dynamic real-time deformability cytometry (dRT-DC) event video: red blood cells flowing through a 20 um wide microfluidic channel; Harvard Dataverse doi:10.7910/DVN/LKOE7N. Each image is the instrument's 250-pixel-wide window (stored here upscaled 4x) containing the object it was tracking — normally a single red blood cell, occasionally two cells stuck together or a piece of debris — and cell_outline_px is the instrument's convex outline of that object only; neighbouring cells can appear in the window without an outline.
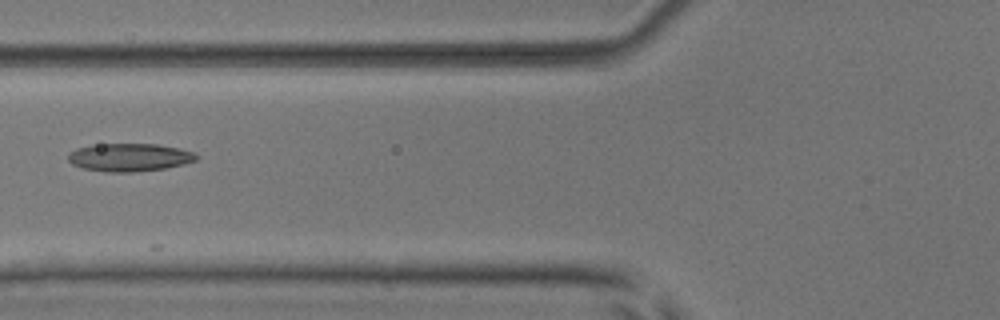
{"species": "common noctule bat (a hibernating species)", "species_latin": "Nyctalus noctula", "temperature_condition": "room temperature", "stored_images_in_passage": 7, "camera_frame_rate_fps": 3000, "um_per_image_px": 0.085, "animal": {"sex": "male", "body_mass_g": 17.9, "forearm_length_mm": 54.2}, "frame": {"image": 1, "passage_image": 6, "time_ms": 6.0, "image_size_px": [1000, 320], "cell_outline_px": [[200, 156], [196, 160], [184, 164], [164, 168], [132, 172], [108, 172], [84, 168], [72, 164], [68, 160], [68, 152], [76, 148], [100, 144], [156, 144], [180, 148], [192, 152]], "centroid_in_image_um": [11.0, 13.37], "position_along_channel_um": 114.8, "area_um2": 20.81}}
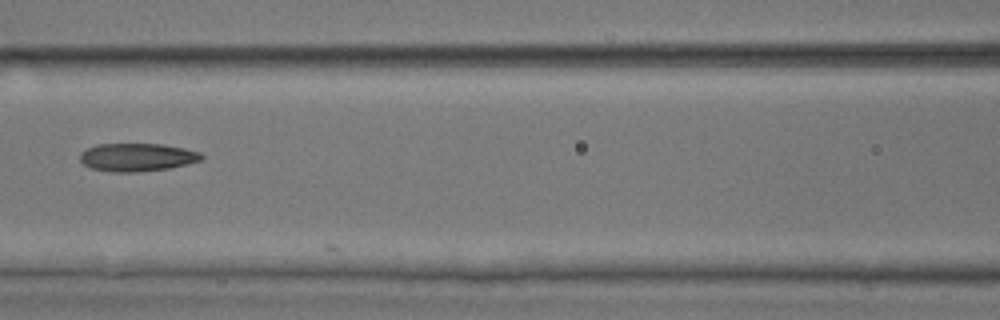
{"frame": {"image": 2, "passage_image": 7, "time_ms": 7.0, "image_size_px": [1000, 320], "cell_outline_px": [[204, 156], [200, 160], [188, 164], [168, 168], [136, 172], [112, 172], [92, 168], [84, 164], [80, 160], [80, 152], [84, 148], [96, 144], [160, 144], [184, 148], [200, 152]], "centroid_in_image_um": [11.62, 13.36], "position_along_channel_um": 155.0, "area_um2": 19.88}}